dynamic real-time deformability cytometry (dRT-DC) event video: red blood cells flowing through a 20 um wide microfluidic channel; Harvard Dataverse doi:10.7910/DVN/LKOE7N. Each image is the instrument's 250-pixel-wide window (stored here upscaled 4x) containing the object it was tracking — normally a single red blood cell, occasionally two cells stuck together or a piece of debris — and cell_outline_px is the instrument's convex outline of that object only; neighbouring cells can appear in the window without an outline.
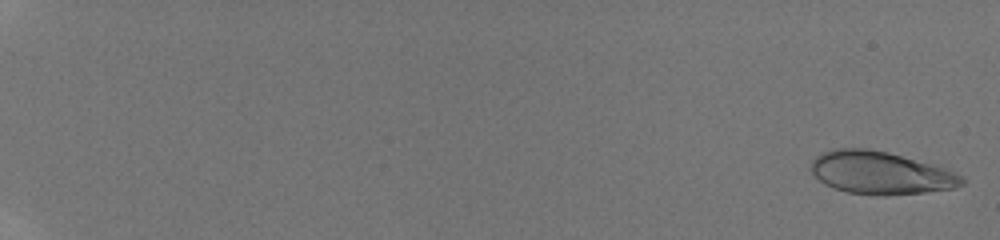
{"species": "human", "species_latin": "Homo sapiens", "temperature_condition": "room temperature", "stored_images_in_passage": 52, "camera_frame_rate_fps": 3000, "um_per_image_px": 0.085, "donor": {"sex": "male"}, "frame": {"image": 1, "passage_image": 1, "time_ms": 0.0, "image_size_px": [1000, 240], "cell_outline_px": [[968, 180], [964, 184], [956, 188], [924, 192], [884, 196], [880, 196], [848, 192], [824, 184], [808, 168], [812, 160], [816, 156], [832, 148], [868, 148], [888, 152], [944, 168], [964, 176]], "centroid_in_image_um": [74.85, 14.69], "position_along_channel_um": 10.1, "area_um2": 37.69}}
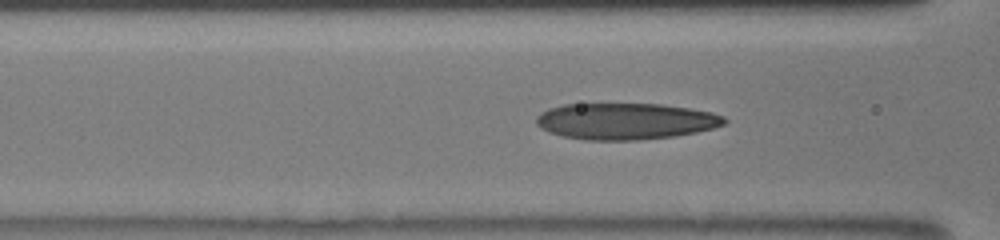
{"frame": {"image": 2, "passage_image": 32, "time_ms": 8.333, "image_size_px": [1000, 240], "cell_outline_px": [[728, 120], [724, 124], [712, 128], [696, 132], [676, 136], [636, 140], [584, 140], [560, 136], [548, 132], [540, 128], [536, 124], [536, 116], [540, 112], [548, 108], [564, 104], [660, 104], [688, 108], [712, 112], [724, 116]], "centroid_in_image_um": [53.13, 10.31], "position_along_channel_um": 113.5, "area_um2": 40.17}}
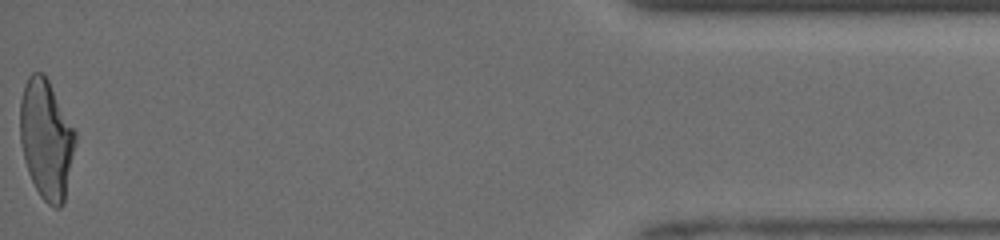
{"frame": {"image": 3, "passage_image": 52, "time_ms": 17.667, "image_size_px": [1000, 240], "cell_outline_px": [[76, 144], [64, 204], [60, 208], [56, 208], [48, 204], [40, 196], [28, 172], [24, 160], [20, 140], [20, 100], [24, 84], [28, 76], [32, 72], [44, 72], [76, 132]], "centroid_in_image_um": [3.93, 11.83], "position_along_channel_um": 431.3, "area_um2": 38.67}, "authors_computed_cell_mechanics": {"area_um2": 37.7434, "velocity_mm_per_s": 4.1299, "shape_relaxation_time_tau1_ms": 5.056, "shape_relaxation_time_tau2_ms": 1.1467, "deformation_change_tau1": 0.2146, "deformation_change_tau2": 0.0844}}